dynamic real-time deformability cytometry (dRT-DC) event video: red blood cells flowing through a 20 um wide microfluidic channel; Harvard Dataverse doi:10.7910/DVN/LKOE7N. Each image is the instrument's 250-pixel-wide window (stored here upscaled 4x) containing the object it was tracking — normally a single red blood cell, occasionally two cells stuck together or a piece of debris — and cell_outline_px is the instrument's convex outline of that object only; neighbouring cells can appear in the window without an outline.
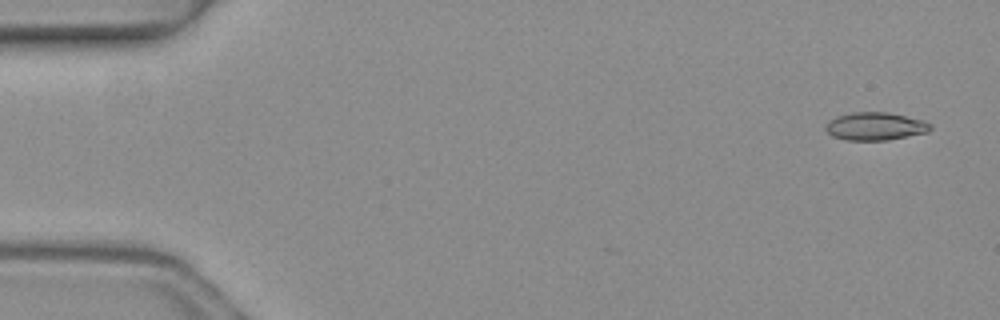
{"species": "common noctule bat (a hibernating species)", "species_latin": "Nyctalus noctula", "temperature_condition": "warm", "stored_images_in_passage": 5, "camera_frame_rate_fps": 3000, "um_per_image_px": 0.085, "animal": {"sex": "female", "body_mass_g": 19.3, "forearm_length_mm": 54.1}, "frame": {"image": 1, "passage_image": 1, "time_ms": 0.0, "image_size_px": [1000, 320], "cell_outline_px": [[932, 128], [928, 132], [888, 140], [844, 140], [832, 136], [824, 128], [828, 120], [836, 116], [852, 112], [888, 112], [924, 120], [932, 124]], "centroid_in_image_um": [74.39, 10.73], "position_along_channel_um": 10.6, "area_um2": 17.22}}
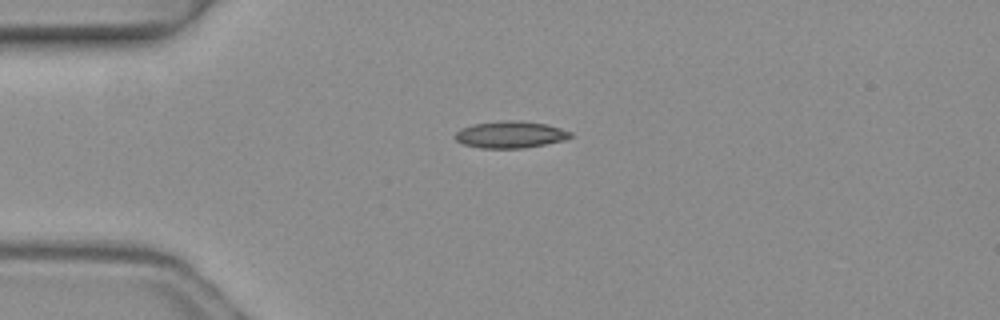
{"frame": {"image": 2, "passage_image": 3, "time_ms": 0.667, "image_size_px": [1000, 320], "cell_outline_px": [[572, 136], [564, 140], [524, 148], [480, 148], [464, 144], [456, 140], [452, 136], [460, 128], [472, 124], [500, 120], [520, 120], [548, 124], [572, 132]], "centroid_in_image_um": [43.35, 11.42], "position_along_channel_um": 41.7, "area_um2": 18.26}}
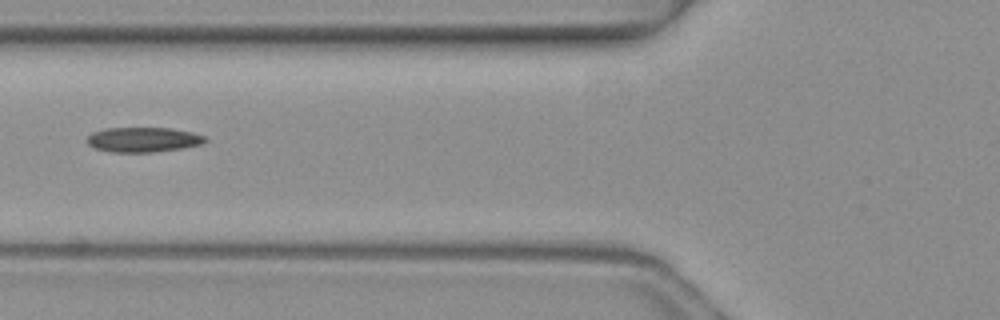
{"frame": {"image": 3, "passage_image": 5, "time_ms": 1.333, "image_size_px": [1000, 320], "cell_outline_px": [[208, 140], [200, 144], [184, 148], [152, 152], [108, 152], [96, 148], [88, 144], [84, 140], [92, 132], [104, 128], [168, 128], [192, 132], [204, 136]], "centroid_in_image_um": [12.13, 11.87], "position_along_channel_um": 113.7, "area_um2": 17.17}}